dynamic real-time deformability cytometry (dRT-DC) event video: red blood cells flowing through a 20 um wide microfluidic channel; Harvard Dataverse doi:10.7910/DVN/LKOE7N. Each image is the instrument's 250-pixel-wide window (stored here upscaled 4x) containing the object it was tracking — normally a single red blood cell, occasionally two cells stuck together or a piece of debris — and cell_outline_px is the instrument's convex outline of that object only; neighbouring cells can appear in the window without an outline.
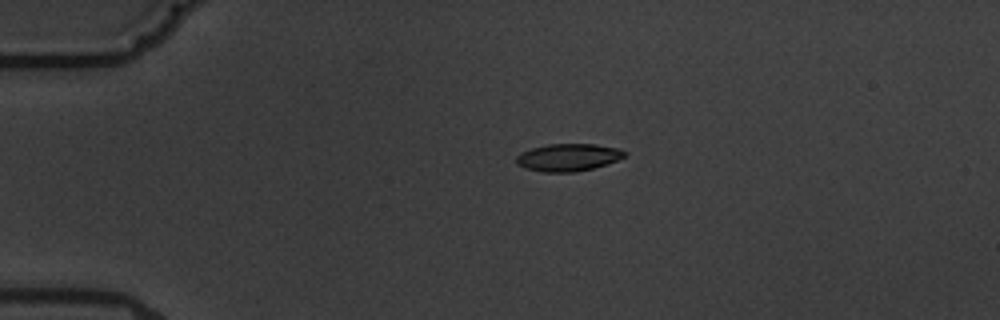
{"species": "common noctule bat (a hibernating species)", "species_latin": "Nyctalus noctula", "temperature_condition": "warm", "stored_images_in_passage": 9, "camera_frame_rate_fps": 3000, "um_per_image_px": 0.085, "animal": {"sex": "male", "body_mass_g": 19.5, "forearm_length_mm": 54.6}, "frame": {"image": 1, "passage_image": 1, "time_ms": 0.0, "image_size_px": [1000, 320], "cell_outline_px": [[628, 152], [624, 156], [608, 164], [576, 172], [544, 172], [524, 168], [516, 164], [516, 156], [532, 148], [548, 144], [596, 144], [620, 148]], "centroid_in_image_um": [48.32, 13.37], "position_along_channel_um": 36.7, "area_um2": 17.34}}
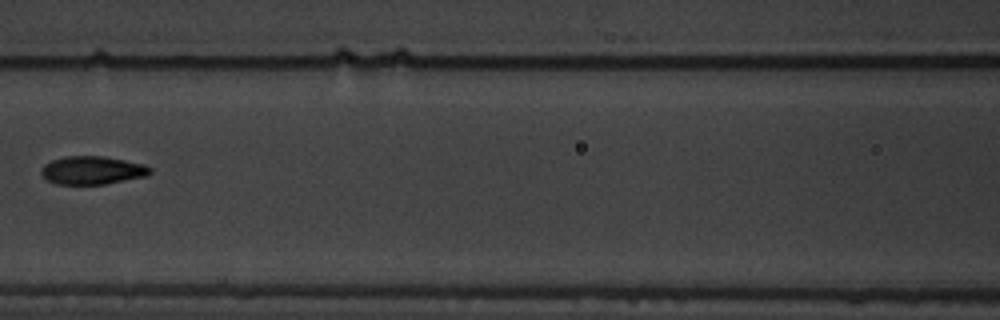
{"frame": {"image": 2, "passage_image": 5, "time_ms": 4.667, "image_size_px": [1000, 320], "cell_outline_px": [[152, 172], [148, 176], [104, 184], [56, 184], [48, 180], [40, 172], [40, 168], [44, 164], [52, 160], [64, 156], [104, 156], [144, 164], [152, 168]], "centroid_in_image_um": [7.86, 14.47], "position_along_channel_um": 158.7, "area_um2": 17.98}}
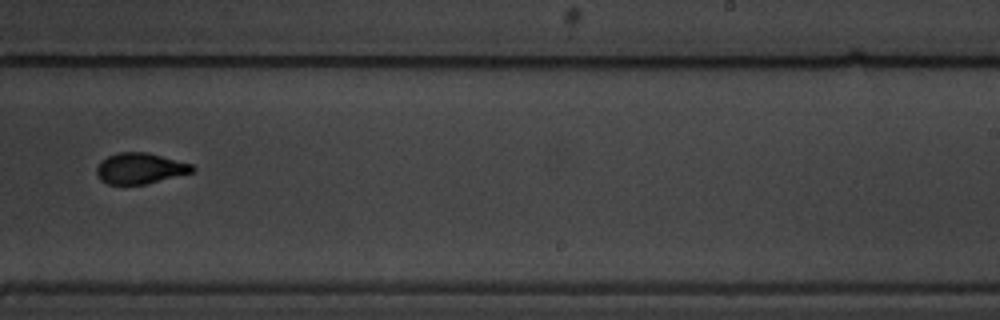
{"frame": {"image": 3, "passage_image": 8, "time_ms": 8.0, "image_size_px": [1000, 320], "cell_outline_px": [[196, 172], [144, 184], [108, 184], [100, 180], [96, 172], [96, 168], [100, 160], [108, 156], [120, 152], [148, 152], [192, 164], [196, 168]], "centroid_in_image_um": [11.92, 14.31], "position_along_channel_um": 277.1, "area_um2": 17.34}}